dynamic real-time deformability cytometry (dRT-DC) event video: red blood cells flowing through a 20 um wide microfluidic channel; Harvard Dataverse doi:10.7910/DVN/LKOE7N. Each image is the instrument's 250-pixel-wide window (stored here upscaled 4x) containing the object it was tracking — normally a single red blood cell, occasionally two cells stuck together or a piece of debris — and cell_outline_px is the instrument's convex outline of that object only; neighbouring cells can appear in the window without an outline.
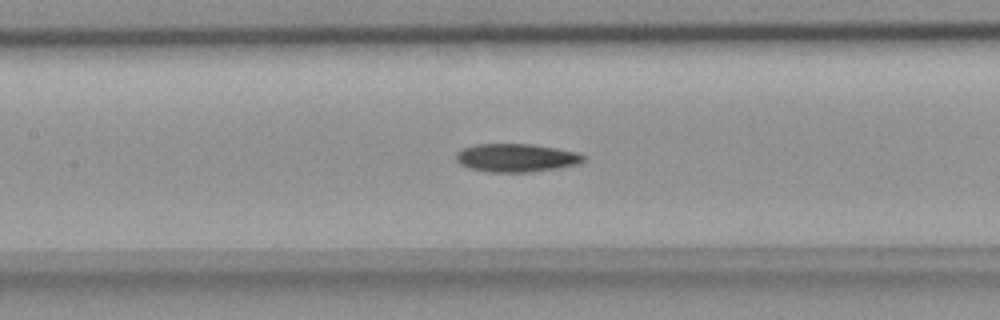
{"species": "common noctule bat (a hibernating species)", "species_latin": "Nyctalus noctula", "temperature_condition": "room temperature", "stored_images_in_passage": 43, "segment_of_instrument_passage": [1, 2], "camera_frame_rate_fps": 3000, "um_per_image_px": 0.085, "animal": {"sex": "female", "body_mass_g": 18.4}, "frame": {"image": 1, "passage_image": 13, "time_ms": 4.0, "image_size_px": [1000, 320], "cell_outline_px": [[584, 160], [580, 164], [556, 168], [528, 172], [488, 172], [472, 168], [460, 164], [456, 160], [456, 152], [460, 148], [476, 144], [532, 144], [556, 148], [576, 152], [584, 156]], "centroid_in_image_um": [43.85, 13.4], "position_along_channel_um": 163.5, "area_um2": 20.92}}
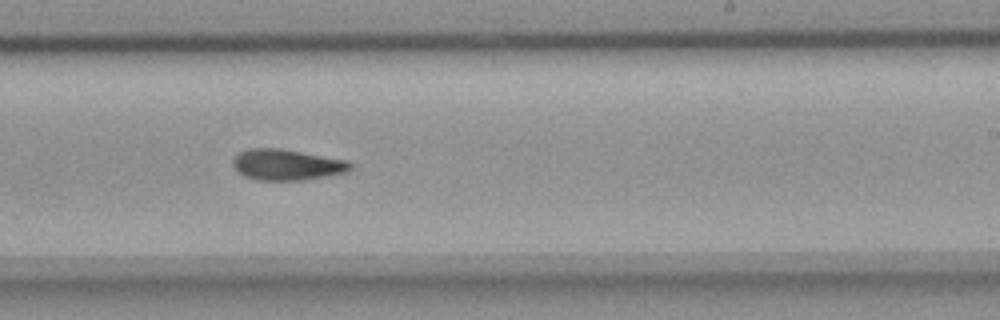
{"frame": {"image": 2, "passage_image": 21, "time_ms": 6.667, "image_size_px": [1000, 320], "cell_outline_px": [[352, 168], [348, 172], [328, 176], [304, 180], [260, 180], [244, 176], [232, 164], [232, 160], [240, 152], [248, 148], [280, 148], [348, 160], [352, 164]], "centroid_in_image_um": [24.42, 14.0], "position_along_channel_um": 264.6, "area_um2": 21.21}}
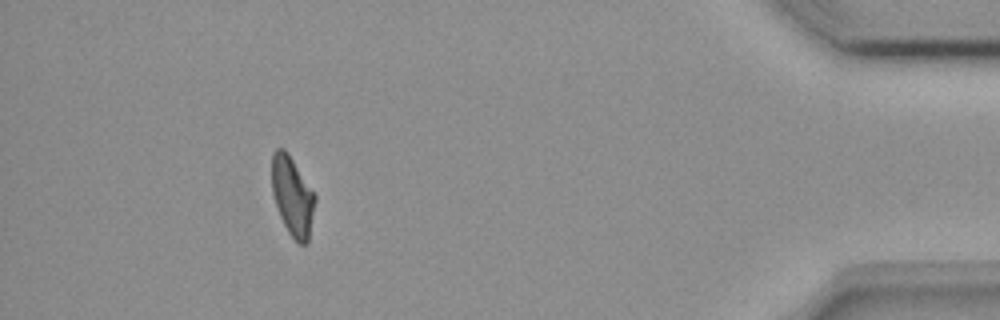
{"frame": {"image": 3, "passage_image": 37, "time_ms": 12.0, "image_size_px": [1000, 320], "cell_outline_px": [[316, 200], [308, 244], [300, 244], [288, 232], [280, 216], [272, 192], [272, 152], [276, 148], [284, 148], [288, 152], [316, 196]], "centroid_in_image_um": [24.86, 16.67], "position_along_channel_um": 410.3, "area_um2": 19.88}}